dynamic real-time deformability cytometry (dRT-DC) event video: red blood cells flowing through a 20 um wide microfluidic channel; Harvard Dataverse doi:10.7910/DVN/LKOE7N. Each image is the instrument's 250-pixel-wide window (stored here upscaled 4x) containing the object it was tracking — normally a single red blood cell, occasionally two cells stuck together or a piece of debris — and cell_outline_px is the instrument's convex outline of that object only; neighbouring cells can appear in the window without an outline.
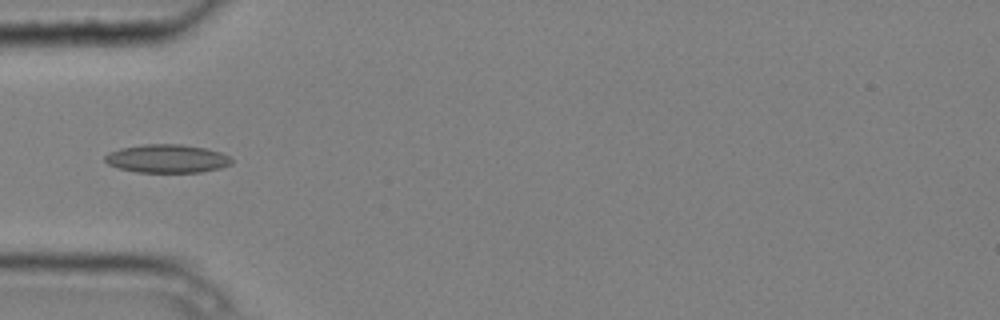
{"species": "common noctule bat (a hibernating species)", "species_latin": "Nyctalus noctula", "temperature_condition": "cold", "stored_images_in_passage": 4, "camera_frame_rate_fps": 3000, "um_per_image_px": 0.085, "animal": {"sex": "male", "body_mass_g": 20.4}, "frame": {"image": 1, "passage_image": 4, "time_ms": 1.0, "image_size_px": [1000, 320], "cell_outline_px": [[232, 164], [220, 168], [200, 172], [136, 172], [120, 168], [108, 164], [104, 160], [104, 156], [108, 152], [120, 148], [144, 144], [180, 144], [208, 148], [220, 152], [228, 156], [232, 160]], "centroid_in_image_um": [14.19, 13.47], "position_along_channel_um": 70.8, "area_um2": 20.98}}